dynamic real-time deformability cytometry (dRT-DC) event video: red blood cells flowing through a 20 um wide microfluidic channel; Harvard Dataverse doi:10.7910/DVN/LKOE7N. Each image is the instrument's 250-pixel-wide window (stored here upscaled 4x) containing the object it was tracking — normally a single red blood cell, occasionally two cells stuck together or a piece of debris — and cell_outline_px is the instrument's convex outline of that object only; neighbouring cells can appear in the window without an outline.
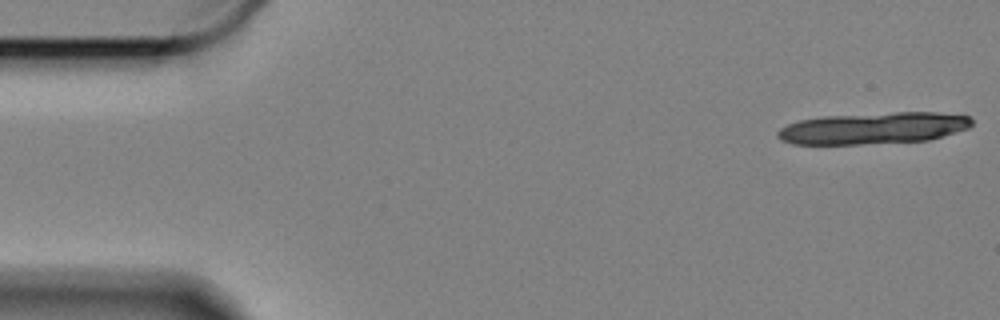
{"species": "Egyptian fruit bat (a non-hibernating species)", "species_latin": "Rousettus aegyptiacus", "temperature_condition": "cold", "stored_images_in_passage": 18, "camera_frame_rate_fps": 3000, "um_per_image_px": 0.085, "animal": {"sex": "female"}, "frame": {"image": 1, "passage_image": 1, "time_ms": 0.0, "image_size_px": [1000, 320], "cell_outline_px": [[972, 124], [968, 128], [928, 140], [860, 144], [792, 144], [780, 140], [776, 136], [776, 132], [780, 128], [788, 124], [800, 120], [824, 116], [896, 112], [936, 112], [968, 116], [972, 120]], "centroid_in_image_um": [74.19, 10.89], "position_along_channel_um": 10.8, "area_um2": 35.66}}